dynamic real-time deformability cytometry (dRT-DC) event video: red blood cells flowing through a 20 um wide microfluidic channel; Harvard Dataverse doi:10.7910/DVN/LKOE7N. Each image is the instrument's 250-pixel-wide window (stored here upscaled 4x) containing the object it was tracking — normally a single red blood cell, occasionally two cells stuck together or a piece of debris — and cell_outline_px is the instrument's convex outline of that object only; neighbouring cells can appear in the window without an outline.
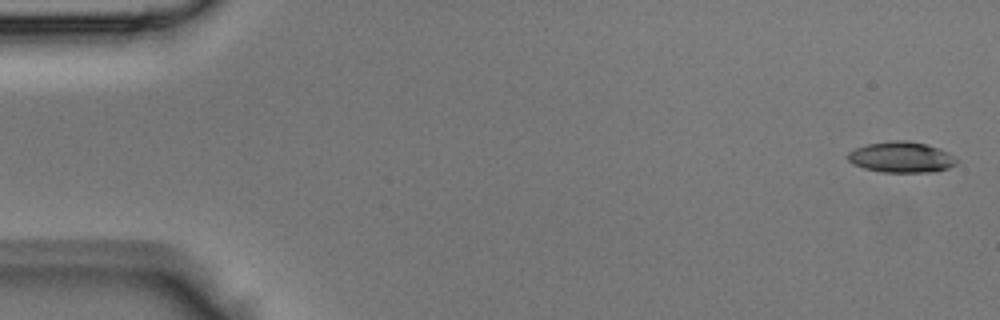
{"species": "Egyptian fruit bat (a non-hibernating species)", "species_latin": "Rousettus aegyptiacus", "temperature_condition": "room temperature", "stored_images_in_passage": 43, "camera_frame_rate_fps": 3000, "um_per_image_px": 0.085, "animal": {"sex": "male"}, "frame": {"image": 1, "passage_image": 1, "time_ms": 0.0, "image_size_px": [1000, 320], "cell_outline_px": [[956, 164], [948, 168], [936, 172], [884, 172], [864, 168], [852, 164], [848, 160], [848, 152], [856, 148], [868, 144], [892, 140], [908, 140], [928, 144], [940, 148], [956, 156]], "centroid_in_image_um": [76.64, 13.35], "position_along_channel_um": 8.4, "area_um2": 19.71}}
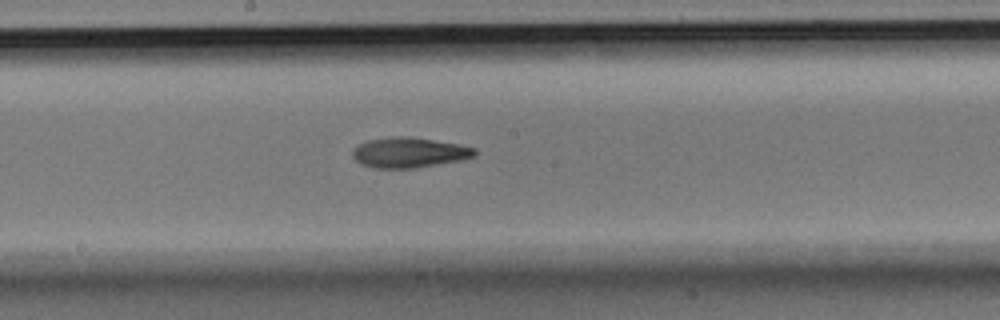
{"frame": {"image": 2, "passage_image": 23, "time_ms": 7.333, "image_size_px": [1000, 320], "cell_outline_px": [[476, 156], [464, 160], [416, 168], [372, 168], [360, 164], [352, 156], [352, 152], [360, 144], [368, 140], [392, 136], [404, 136], [460, 144], [476, 148]], "centroid_in_image_um": [34.81, 12.98], "position_along_channel_um": 213.4, "area_um2": 21.62}}
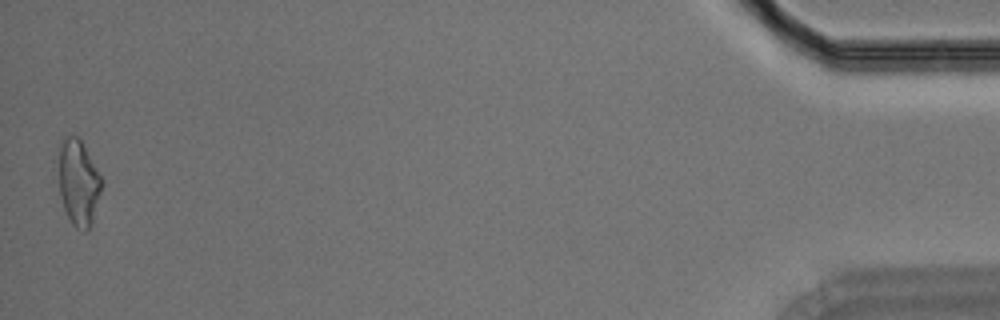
{"frame": {"image": 3, "passage_image": 43, "time_ms": 14.0, "image_size_px": [1000, 320], "cell_outline_px": [[104, 180], [92, 224], [84, 232], [76, 228], [72, 224], [64, 208], [60, 196], [60, 140], [64, 136], [76, 136], [80, 140]], "centroid_in_image_um": [6.7, 15.55], "position_along_channel_um": 428.5, "area_um2": 21.33}}